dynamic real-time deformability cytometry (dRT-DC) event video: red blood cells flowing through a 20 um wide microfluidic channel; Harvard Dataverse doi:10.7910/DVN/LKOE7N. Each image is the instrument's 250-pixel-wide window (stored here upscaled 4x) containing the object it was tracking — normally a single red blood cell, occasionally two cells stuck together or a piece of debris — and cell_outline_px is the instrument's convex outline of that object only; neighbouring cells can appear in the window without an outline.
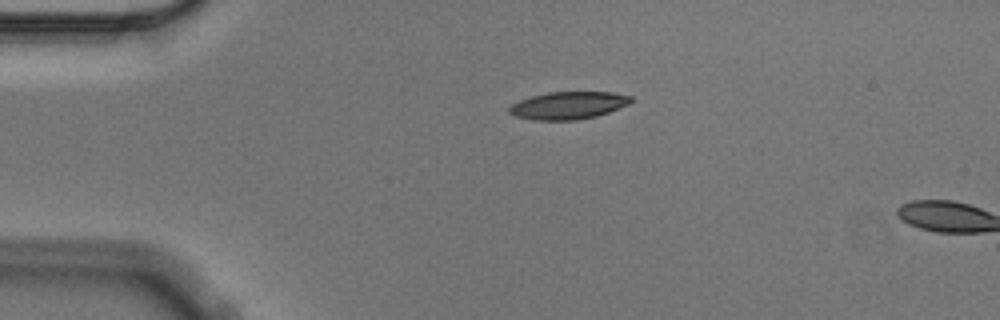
{"species": "Egyptian fruit bat (a non-hibernating species)", "species_latin": "Rousettus aegyptiacus", "temperature_condition": "cold", "stored_images_in_passage": 2, "camera_frame_rate_fps": 3000, "um_per_image_px": 0.085, "animal": {"sex": "male"}, "frame": {"image": 1, "passage_image": 1, "time_ms": 0.0, "image_size_px": [1000, 320], "cell_outline_px": [[632, 100], [628, 104], [608, 112], [596, 116], [576, 120], [532, 120], [516, 116], [508, 112], [508, 108], [512, 104], [520, 100], [532, 96], [548, 92], [612, 92], [632, 96]], "centroid_in_image_um": [48.29, 8.96], "position_along_channel_um": 36.7, "area_um2": 19.42}}